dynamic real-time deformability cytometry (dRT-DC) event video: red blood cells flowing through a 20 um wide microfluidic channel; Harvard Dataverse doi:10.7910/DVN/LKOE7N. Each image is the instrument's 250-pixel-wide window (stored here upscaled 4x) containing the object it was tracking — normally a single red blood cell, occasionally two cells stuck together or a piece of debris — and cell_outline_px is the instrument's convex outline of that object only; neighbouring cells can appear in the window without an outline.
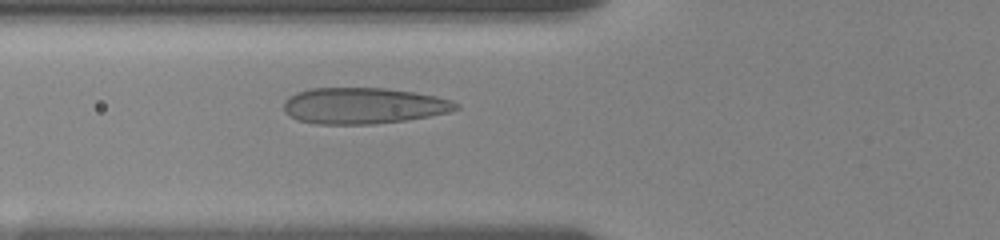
{"species": "human", "species_latin": "Homo sapiens", "temperature_condition": "room temperature", "stored_images_in_passage": 14, "camera_frame_rate_fps": 3000, "um_per_image_px": 0.085, "donor": {"sex": "female"}, "frame": {"image": 1, "passage_image": 14, "time_ms": 4.667, "image_size_px": [1000, 240], "cell_outline_px": [[460, 108], [448, 112], [428, 116], [404, 120], [372, 124], [316, 124], [296, 120], [284, 112], [284, 100], [288, 96], [296, 92], [312, 88], [384, 88], [416, 92], [436, 96], [452, 100], [460, 104]], "centroid_in_image_um": [30.87, 8.98], "position_along_channel_um": 94.9, "area_um2": 36.47}}